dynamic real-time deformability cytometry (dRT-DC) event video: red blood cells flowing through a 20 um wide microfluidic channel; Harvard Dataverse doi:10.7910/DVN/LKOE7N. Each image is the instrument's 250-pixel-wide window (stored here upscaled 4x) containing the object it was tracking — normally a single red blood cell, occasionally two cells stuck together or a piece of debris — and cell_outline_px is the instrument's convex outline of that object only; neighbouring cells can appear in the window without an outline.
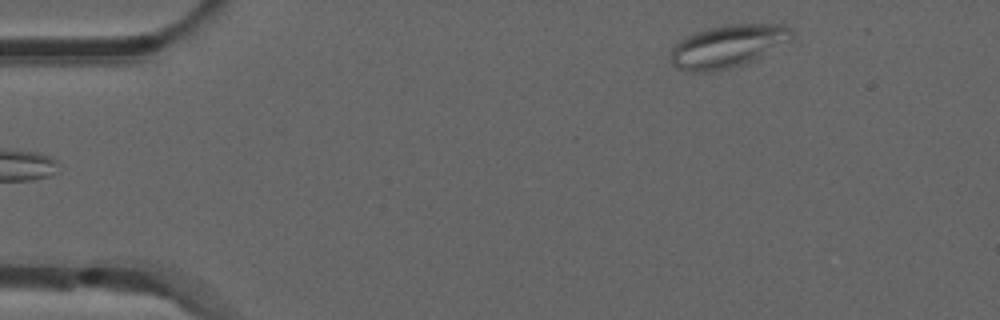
{"species": "common noctule bat (a hibernating species)", "species_latin": "Nyctalus noctula", "temperature_condition": "room temperature", "stored_images_in_passage": 27, "camera_frame_rate_fps": 3000, "um_per_image_px": 0.085, "animal": {"sex": "male", "forearm_length_mm": 52.5}, "frame": {"image": 1, "passage_image": 2, "time_ms": 0.333, "image_size_px": [1000, 320], "cell_outline_px": [[796, 36], [792, 40], [744, 64], [728, 68], [704, 72], [688, 72], [676, 68], [672, 64], [668, 56], [672, 48], [680, 40], [696, 32], [708, 28], [724, 24], [788, 24], [792, 28]], "centroid_in_image_um": [61.88, 3.91], "position_along_channel_um": 23.1, "area_um2": 30.35}}
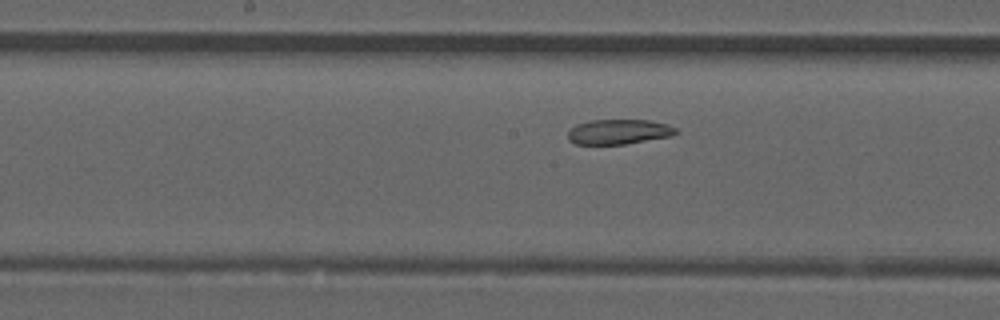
{"frame": {"image": 2, "passage_image": 22, "time_ms": 7.0, "image_size_px": [1000, 320], "cell_outline_px": [[680, 132], [672, 136], [624, 144], [576, 144], [568, 140], [568, 132], [576, 124], [592, 120], [648, 120], [668, 124], [676, 128]], "centroid_in_image_um": [52.62, 11.2], "position_along_channel_um": 195.6, "area_um2": 15.72}}
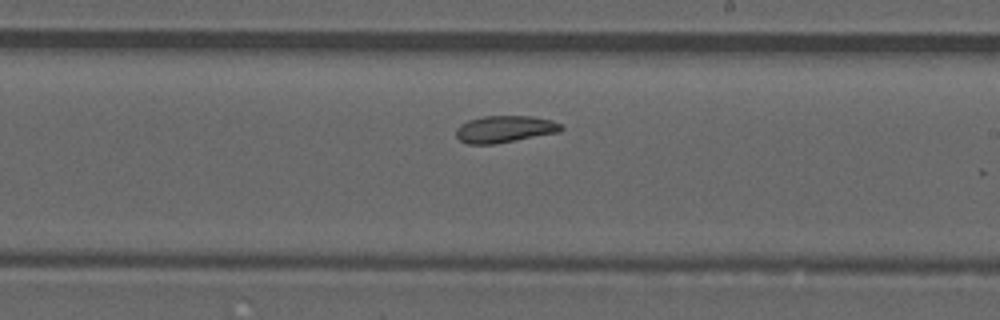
{"frame": {"image": 3, "passage_image": 26, "time_ms": 8.333, "image_size_px": [1000, 320], "cell_outline_px": [[564, 128], [560, 132], [492, 144], [468, 144], [460, 140], [456, 136], [456, 128], [460, 124], [468, 120], [484, 116], [532, 116], [552, 120], [560, 124]], "centroid_in_image_um": [42.89, 10.97], "position_along_channel_um": 246.1, "area_um2": 16.42}}